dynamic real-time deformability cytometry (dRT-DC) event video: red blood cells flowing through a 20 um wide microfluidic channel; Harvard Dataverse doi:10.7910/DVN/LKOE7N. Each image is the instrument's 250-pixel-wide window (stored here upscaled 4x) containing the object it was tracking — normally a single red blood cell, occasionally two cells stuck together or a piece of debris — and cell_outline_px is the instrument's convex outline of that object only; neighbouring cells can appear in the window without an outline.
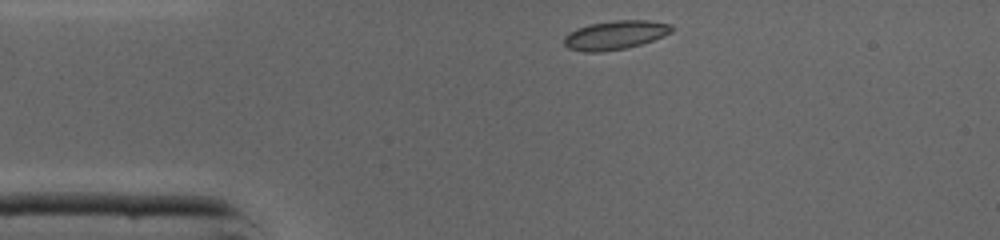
{"species": "common noctule bat (a hibernating species)", "species_latin": "Nyctalus noctula", "temperature_condition": "cold", "stored_images_in_passage": 33, "camera_frame_rate_fps": 3000, "um_per_image_px": 0.085, "animal": {"sex": "male", "body_mass_g": 19.0, "forearm_length_mm": 50.8}, "frame": {"image": 1, "passage_image": 1, "time_ms": 0.0, "image_size_px": [1000, 240], "cell_outline_px": [[672, 32], [664, 36], [640, 44], [624, 48], [600, 52], [584, 52], [568, 48], [564, 44], [564, 36], [568, 32], [576, 28], [588, 24], [616, 20], [648, 20], [672, 24]], "centroid_in_image_um": [52.26, 2.97], "position_along_channel_um": 32.7, "area_um2": 18.15}}
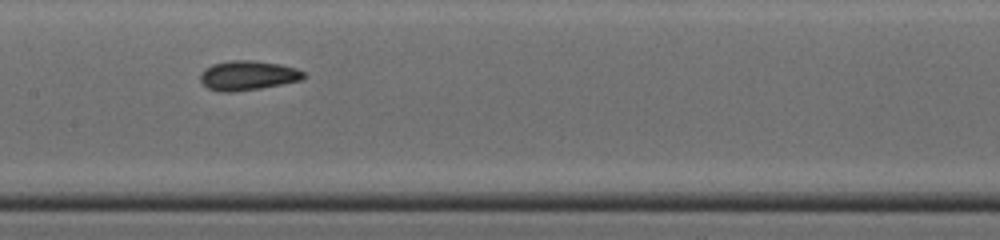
{"frame": {"image": 2, "passage_image": 14, "time_ms": 4.333, "image_size_px": [1000, 240], "cell_outline_px": [[304, 80], [260, 88], [232, 92], [220, 92], [208, 88], [200, 80], [200, 72], [204, 68], [212, 64], [228, 60], [252, 60], [280, 64], [296, 68], [304, 72]], "centroid_in_image_um": [21.05, 6.41], "position_along_channel_um": 186.4, "area_um2": 17.92}}
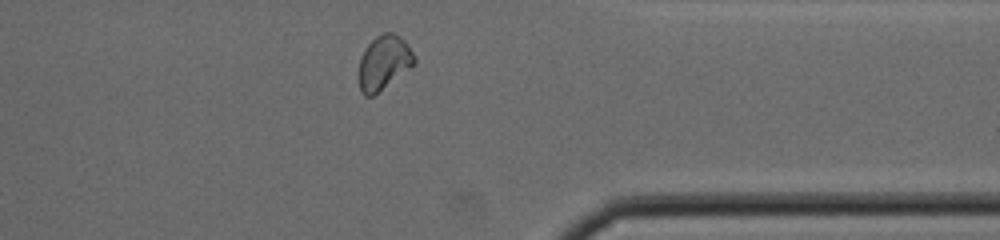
{"frame": {"image": 3, "passage_image": 28, "time_ms": 9.0, "image_size_px": [1000, 240], "cell_outline_px": [[416, 60], [412, 64], [372, 96], [364, 96], [360, 92], [360, 56], [364, 48], [376, 36], [384, 32], [392, 32], [400, 36], [408, 44], [416, 56]], "centroid_in_image_um": [32.61, 5.26], "position_along_channel_um": 378.8, "area_um2": 17.05}, "authors_computed_cell_mechanics": {"area_um2": 17.3978, "velocity_mm_per_s": 4.3502, "shape_relaxation_time_tau1_ms": 4.0492, "shape_relaxation_time_tau2_ms": 1.6774, "deformation_change_tau1": 0.0755, "deformation_change_tau2": 0.0586}}